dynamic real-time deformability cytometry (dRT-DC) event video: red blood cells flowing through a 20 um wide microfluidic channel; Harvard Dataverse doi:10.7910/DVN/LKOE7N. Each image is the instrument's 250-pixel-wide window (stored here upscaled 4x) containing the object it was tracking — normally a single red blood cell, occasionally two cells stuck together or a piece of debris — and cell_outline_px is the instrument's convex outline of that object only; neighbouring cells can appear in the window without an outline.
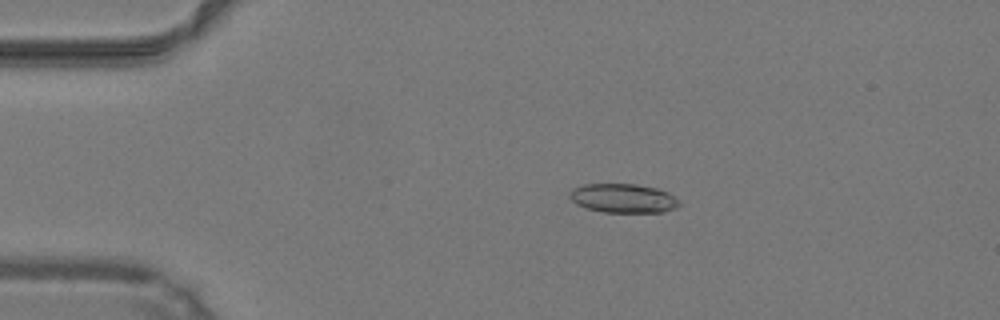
{"species": "common noctule bat (a hibernating species)", "species_latin": "Nyctalus noctula", "temperature_condition": "warm", "stored_images_in_passage": 48, "camera_frame_rate_fps": 3000, "um_per_image_px": 0.085, "animal": {"sex": "male", "body_mass_g": 19.2, "forearm_length_mm": 51.8}, "frame": {"image": 1, "passage_image": 9, "time_ms": 2.667, "image_size_px": [1000, 320], "cell_outline_px": [[680, 204], [676, 208], [664, 212], [604, 212], [588, 208], [576, 204], [568, 196], [568, 192], [572, 188], [584, 184], [636, 184], [656, 188], [668, 192], [680, 200]], "centroid_in_image_um": [52.97, 16.85], "position_along_channel_um": 32.0, "area_um2": 18.67}}
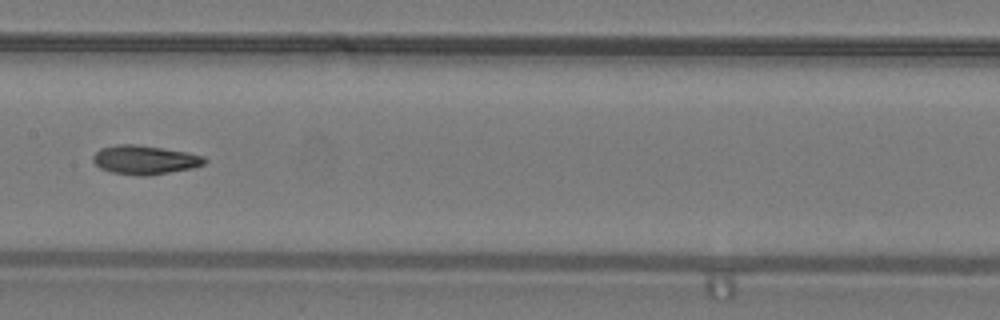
{"frame": {"image": 2, "passage_image": 24, "time_ms": 7.667, "image_size_px": [1000, 320], "cell_outline_px": [[208, 160], [204, 164], [192, 168], [148, 176], [136, 176], [112, 172], [100, 168], [92, 160], [92, 156], [100, 148], [116, 144], [132, 144], [188, 152], [204, 156]], "centroid_in_image_um": [12.3, 13.59], "position_along_channel_um": 195.1, "area_um2": 18.84}}
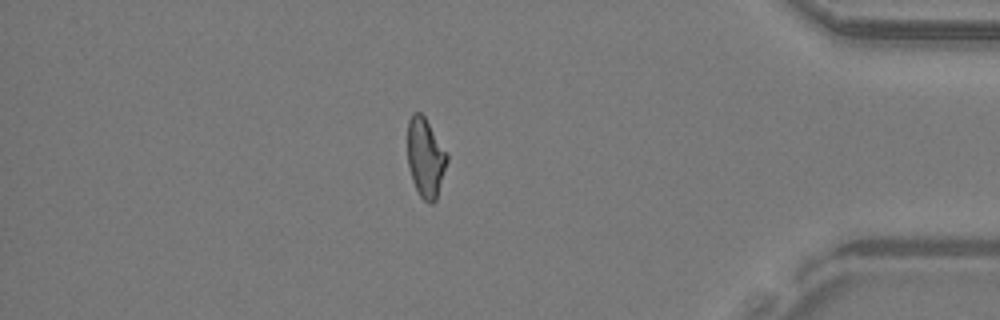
{"frame": {"image": 3, "passage_image": 41, "time_ms": 13.333, "image_size_px": [1000, 320], "cell_outline_px": [[448, 160], [436, 200], [432, 204], [424, 200], [420, 196], [412, 180], [408, 164], [408, 120], [412, 112], [420, 112], [424, 116], [448, 156]], "centroid_in_image_um": [36.15, 13.41], "position_along_channel_um": 399.0, "area_um2": 17.98}, "authors_computed_cell_mechanics": {"area_um2": 18.6694, "velocity_mm_per_s": 4.2627, "shape_relaxation_time_tau1_ms": null, "shape_relaxation_time_tau2_ms": 2.9912, "deformation_change_tau1": null, "deformation_change_tau2": 0.1068}}